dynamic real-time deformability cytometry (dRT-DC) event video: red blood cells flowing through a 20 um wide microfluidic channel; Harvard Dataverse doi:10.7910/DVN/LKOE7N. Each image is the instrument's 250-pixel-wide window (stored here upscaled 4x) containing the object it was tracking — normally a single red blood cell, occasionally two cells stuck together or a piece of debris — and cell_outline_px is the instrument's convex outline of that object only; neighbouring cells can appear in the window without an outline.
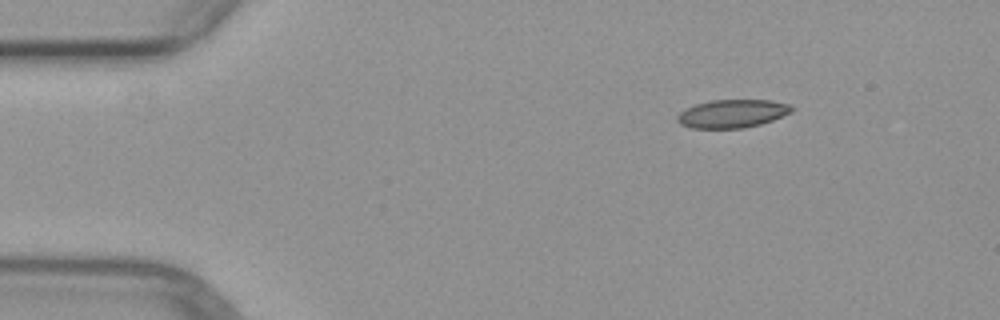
{"species": "common noctule bat (a hibernating species)", "species_latin": "Nyctalus noctula", "temperature_condition": "warm", "stored_images_in_passage": 4, "segment_of_instrument_passage": [1, 2], "camera_frame_rate_fps": 3000, "um_per_image_px": 0.085, "animal": {"sex": "female", "body_mass_g": 29.2, "forearm_length_mm": 56.3}, "frame": {"image": 1, "passage_image": 1, "time_ms": 0.0, "image_size_px": [1000, 320], "cell_outline_px": [[796, 108], [792, 112], [772, 120], [760, 124], [744, 128], [692, 128], [680, 124], [676, 120], [676, 116], [680, 112], [696, 104], [712, 100], [772, 100], [792, 104]], "centroid_in_image_um": [62.29, 9.65], "position_along_channel_um": 22.7, "area_um2": 18.9}}